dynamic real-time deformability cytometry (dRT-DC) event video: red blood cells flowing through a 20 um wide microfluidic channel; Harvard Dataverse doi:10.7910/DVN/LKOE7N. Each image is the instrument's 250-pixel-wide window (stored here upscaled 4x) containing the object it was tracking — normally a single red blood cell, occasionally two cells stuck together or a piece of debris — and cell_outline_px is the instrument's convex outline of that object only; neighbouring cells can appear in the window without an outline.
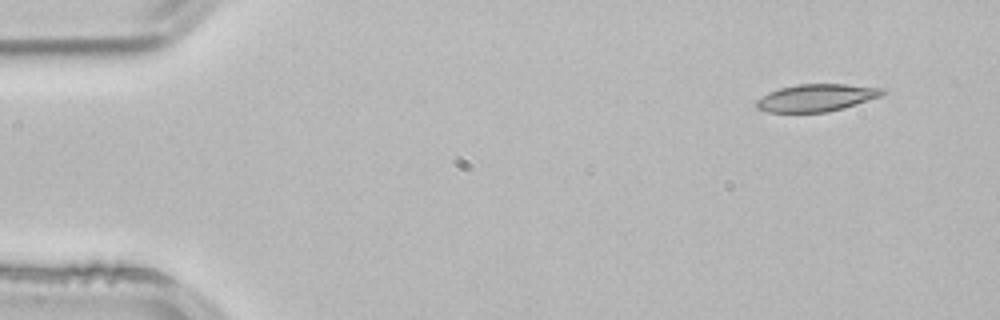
{"species": "common noctule bat (a hibernating species)", "species_latin": "Nyctalus noctula", "temperature_condition": "room temperature", "stored_images_in_passage": 4, "camera_frame_rate_fps": 3000, "um_per_image_px": 0.085, "animal": {"sex": "male", "body_mass_g": 21.5, "forearm_length_mm": 52.0}, "frame": {"image": 1, "passage_image": 1, "time_ms": 0.0, "image_size_px": [1000, 320], "cell_outline_px": [[888, 92], [880, 96], [844, 108], [828, 112], [768, 112], [756, 108], [756, 100], [768, 92], [780, 88], [796, 84], [844, 84], [884, 88]], "centroid_in_image_um": [69.39, 8.3], "position_along_channel_um": 15.6, "area_um2": 20.11}}